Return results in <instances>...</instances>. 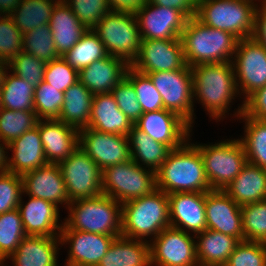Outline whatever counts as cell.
<instances>
[{"instance_id":"7c38bea8","label":"cell","mask_w":266,"mask_h":266,"mask_svg":"<svg viewBox=\"0 0 266 266\" xmlns=\"http://www.w3.org/2000/svg\"><path fill=\"white\" fill-rule=\"evenodd\" d=\"M58 165L70 201L102 194V170L80 147Z\"/></svg>"},{"instance_id":"94428289","label":"cell","mask_w":266,"mask_h":266,"mask_svg":"<svg viewBox=\"0 0 266 266\" xmlns=\"http://www.w3.org/2000/svg\"><path fill=\"white\" fill-rule=\"evenodd\" d=\"M5 264H4V262H0V266H4ZM5 266H7V265H5Z\"/></svg>"},{"instance_id":"9c48e42d","label":"cell","mask_w":266,"mask_h":266,"mask_svg":"<svg viewBox=\"0 0 266 266\" xmlns=\"http://www.w3.org/2000/svg\"><path fill=\"white\" fill-rule=\"evenodd\" d=\"M156 186V172L135 163L112 165L102 170V194L121 204L152 193Z\"/></svg>"},{"instance_id":"db71d44e","label":"cell","mask_w":266,"mask_h":266,"mask_svg":"<svg viewBox=\"0 0 266 266\" xmlns=\"http://www.w3.org/2000/svg\"><path fill=\"white\" fill-rule=\"evenodd\" d=\"M261 5V6H260ZM257 6L255 11L253 38L266 48V3Z\"/></svg>"},{"instance_id":"c3c4849f","label":"cell","mask_w":266,"mask_h":266,"mask_svg":"<svg viewBox=\"0 0 266 266\" xmlns=\"http://www.w3.org/2000/svg\"><path fill=\"white\" fill-rule=\"evenodd\" d=\"M43 81L57 88L58 91L65 92L79 81V71L60 56L46 64Z\"/></svg>"},{"instance_id":"ffe728a7","label":"cell","mask_w":266,"mask_h":266,"mask_svg":"<svg viewBox=\"0 0 266 266\" xmlns=\"http://www.w3.org/2000/svg\"><path fill=\"white\" fill-rule=\"evenodd\" d=\"M205 197L206 192L168 194L170 226L195 235L206 230Z\"/></svg>"},{"instance_id":"4fadbf2b","label":"cell","mask_w":266,"mask_h":266,"mask_svg":"<svg viewBox=\"0 0 266 266\" xmlns=\"http://www.w3.org/2000/svg\"><path fill=\"white\" fill-rule=\"evenodd\" d=\"M150 242L151 266H199L195 236L169 226Z\"/></svg>"},{"instance_id":"4316f807","label":"cell","mask_w":266,"mask_h":266,"mask_svg":"<svg viewBox=\"0 0 266 266\" xmlns=\"http://www.w3.org/2000/svg\"><path fill=\"white\" fill-rule=\"evenodd\" d=\"M133 125L119 109L111 93L93 96L88 128L128 136Z\"/></svg>"},{"instance_id":"d6986e66","label":"cell","mask_w":266,"mask_h":266,"mask_svg":"<svg viewBox=\"0 0 266 266\" xmlns=\"http://www.w3.org/2000/svg\"><path fill=\"white\" fill-rule=\"evenodd\" d=\"M205 210L207 229L244 241L241 206L223 190L206 192Z\"/></svg>"},{"instance_id":"484cf974","label":"cell","mask_w":266,"mask_h":266,"mask_svg":"<svg viewBox=\"0 0 266 266\" xmlns=\"http://www.w3.org/2000/svg\"><path fill=\"white\" fill-rule=\"evenodd\" d=\"M60 237L25 236L8 258L14 266H58Z\"/></svg>"},{"instance_id":"8fae6325","label":"cell","mask_w":266,"mask_h":266,"mask_svg":"<svg viewBox=\"0 0 266 266\" xmlns=\"http://www.w3.org/2000/svg\"><path fill=\"white\" fill-rule=\"evenodd\" d=\"M160 93L165 110L172 111L191 127L194 122L193 76L190 66L147 74Z\"/></svg>"},{"instance_id":"bcb514c9","label":"cell","mask_w":266,"mask_h":266,"mask_svg":"<svg viewBox=\"0 0 266 266\" xmlns=\"http://www.w3.org/2000/svg\"><path fill=\"white\" fill-rule=\"evenodd\" d=\"M74 15L89 30L111 11L107 0H64Z\"/></svg>"},{"instance_id":"74e56055","label":"cell","mask_w":266,"mask_h":266,"mask_svg":"<svg viewBox=\"0 0 266 266\" xmlns=\"http://www.w3.org/2000/svg\"><path fill=\"white\" fill-rule=\"evenodd\" d=\"M25 236L18 209L0 214V262H5L16 251Z\"/></svg>"},{"instance_id":"603a6c76","label":"cell","mask_w":266,"mask_h":266,"mask_svg":"<svg viewBox=\"0 0 266 266\" xmlns=\"http://www.w3.org/2000/svg\"><path fill=\"white\" fill-rule=\"evenodd\" d=\"M29 197V201L24 205L21 196L17 208L26 235L59 237L63 227V222L59 224V206L50 201Z\"/></svg>"},{"instance_id":"2e32d148","label":"cell","mask_w":266,"mask_h":266,"mask_svg":"<svg viewBox=\"0 0 266 266\" xmlns=\"http://www.w3.org/2000/svg\"><path fill=\"white\" fill-rule=\"evenodd\" d=\"M135 16L141 40L179 39L188 20L180 10L148 2Z\"/></svg>"},{"instance_id":"44dd1931","label":"cell","mask_w":266,"mask_h":266,"mask_svg":"<svg viewBox=\"0 0 266 266\" xmlns=\"http://www.w3.org/2000/svg\"><path fill=\"white\" fill-rule=\"evenodd\" d=\"M22 182L24 195L50 201L56 206L66 205L65 208L71 202L58 164L48 163L27 172L22 175Z\"/></svg>"},{"instance_id":"6125c7cd","label":"cell","mask_w":266,"mask_h":266,"mask_svg":"<svg viewBox=\"0 0 266 266\" xmlns=\"http://www.w3.org/2000/svg\"><path fill=\"white\" fill-rule=\"evenodd\" d=\"M0 99H1V85H0ZM0 108H1V106H0Z\"/></svg>"},{"instance_id":"9f6ffc18","label":"cell","mask_w":266,"mask_h":266,"mask_svg":"<svg viewBox=\"0 0 266 266\" xmlns=\"http://www.w3.org/2000/svg\"><path fill=\"white\" fill-rule=\"evenodd\" d=\"M20 2L21 0H0V13L10 16Z\"/></svg>"},{"instance_id":"7dc6e473","label":"cell","mask_w":266,"mask_h":266,"mask_svg":"<svg viewBox=\"0 0 266 266\" xmlns=\"http://www.w3.org/2000/svg\"><path fill=\"white\" fill-rule=\"evenodd\" d=\"M224 266H266V243L240 241Z\"/></svg>"},{"instance_id":"ab89813d","label":"cell","mask_w":266,"mask_h":266,"mask_svg":"<svg viewBox=\"0 0 266 266\" xmlns=\"http://www.w3.org/2000/svg\"><path fill=\"white\" fill-rule=\"evenodd\" d=\"M23 51L46 63L59 57L49 24L23 34Z\"/></svg>"},{"instance_id":"ba28073f","label":"cell","mask_w":266,"mask_h":266,"mask_svg":"<svg viewBox=\"0 0 266 266\" xmlns=\"http://www.w3.org/2000/svg\"><path fill=\"white\" fill-rule=\"evenodd\" d=\"M200 151L206 178L212 190H224L247 163L244 146L239 139L215 144H194Z\"/></svg>"},{"instance_id":"91938a15","label":"cell","mask_w":266,"mask_h":266,"mask_svg":"<svg viewBox=\"0 0 266 266\" xmlns=\"http://www.w3.org/2000/svg\"><path fill=\"white\" fill-rule=\"evenodd\" d=\"M249 1L254 2V1H256V0H249ZM257 1H259V0H257ZM260 2H261V4H262V3H266V0H260Z\"/></svg>"},{"instance_id":"30bf717a","label":"cell","mask_w":266,"mask_h":266,"mask_svg":"<svg viewBox=\"0 0 266 266\" xmlns=\"http://www.w3.org/2000/svg\"><path fill=\"white\" fill-rule=\"evenodd\" d=\"M232 63L238 91L243 96L245 93L242 105L233 114L239 118L244 112L245 101L266 86V48L253 37L239 39Z\"/></svg>"},{"instance_id":"f907efd6","label":"cell","mask_w":266,"mask_h":266,"mask_svg":"<svg viewBox=\"0 0 266 266\" xmlns=\"http://www.w3.org/2000/svg\"><path fill=\"white\" fill-rule=\"evenodd\" d=\"M22 194L21 175L10 172L0 173V214L17 209Z\"/></svg>"},{"instance_id":"836d02e7","label":"cell","mask_w":266,"mask_h":266,"mask_svg":"<svg viewBox=\"0 0 266 266\" xmlns=\"http://www.w3.org/2000/svg\"><path fill=\"white\" fill-rule=\"evenodd\" d=\"M6 71L1 83L0 106L9 110L34 111L35 87Z\"/></svg>"},{"instance_id":"83f0119b","label":"cell","mask_w":266,"mask_h":266,"mask_svg":"<svg viewBox=\"0 0 266 266\" xmlns=\"http://www.w3.org/2000/svg\"><path fill=\"white\" fill-rule=\"evenodd\" d=\"M49 26L59 57L70 51L88 30L64 1L55 5Z\"/></svg>"},{"instance_id":"8992f818","label":"cell","mask_w":266,"mask_h":266,"mask_svg":"<svg viewBox=\"0 0 266 266\" xmlns=\"http://www.w3.org/2000/svg\"><path fill=\"white\" fill-rule=\"evenodd\" d=\"M256 2L249 0H197L196 18L204 25L227 31L238 39L254 33Z\"/></svg>"},{"instance_id":"e575fe53","label":"cell","mask_w":266,"mask_h":266,"mask_svg":"<svg viewBox=\"0 0 266 266\" xmlns=\"http://www.w3.org/2000/svg\"><path fill=\"white\" fill-rule=\"evenodd\" d=\"M58 0H21L10 17L16 27L24 34L35 27L49 24Z\"/></svg>"},{"instance_id":"f5cc1de1","label":"cell","mask_w":266,"mask_h":266,"mask_svg":"<svg viewBox=\"0 0 266 266\" xmlns=\"http://www.w3.org/2000/svg\"><path fill=\"white\" fill-rule=\"evenodd\" d=\"M148 3L180 10L188 19L196 17L197 0H147Z\"/></svg>"},{"instance_id":"ee69618b","label":"cell","mask_w":266,"mask_h":266,"mask_svg":"<svg viewBox=\"0 0 266 266\" xmlns=\"http://www.w3.org/2000/svg\"><path fill=\"white\" fill-rule=\"evenodd\" d=\"M46 62L23 50L8 63V69L35 88L43 82Z\"/></svg>"},{"instance_id":"f6af8a7d","label":"cell","mask_w":266,"mask_h":266,"mask_svg":"<svg viewBox=\"0 0 266 266\" xmlns=\"http://www.w3.org/2000/svg\"><path fill=\"white\" fill-rule=\"evenodd\" d=\"M23 50V33L10 16L0 17V61L9 63Z\"/></svg>"},{"instance_id":"8d00e7d4","label":"cell","mask_w":266,"mask_h":266,"mask_svg":"<svg viewBox=\"0 0 266 266\" xmlns=\"http://www.w3.org/2000/svg\"><path fill=\"white\" fill-rule=\"evenodd\" d=\"M106 56H108V53L102 41L93 29H89L71 50L61 57L79 71Z\"/></svg>"},{"instance_id":"d590c367","label":"cell","mask_w":266,"mask_h":266,"mask_svg":"<svg viewBox=\"0 0 266 266\" xmlns=\"http://www.w3.org/2000/svg\"><path fill=\"white\" fill-rule=\"evenodd\" d=\"M239 119L245 122V136L239 140L244 146L247 162L266 169V120L255 119L244 112Z\"/></svg>"},{"instance_id":"7402d4cb","label":"cell","mask_w":266,"mask_h":266,"mask_svg":"<svg viewBox=\"0 0 266 266\" xmlns=\"http://www.w3.org/2000/svg\"><path fill=\"white\" fill-rule=\"evenodd\" d=\"M36 126L48 163L58 164L79 147V130L58 119H39Z\"/></svg>"},{"instance_id":"6f0895ef","label":"cell","mask_w":266,"mask_h":266,"mask_svg":"<svg viewBox=\"0 0 266 266\" xmlns=\"http://www.w3.org/2000/svg\"><path fill=\"white\" fill-rule=\"evenodd\" d=\"M2 142V143H1ZM8 144L0 139V173L8 172ZM7 155V156H6Z\"/></svg>"},{"instance_id":"cb8c5ba5","label":"cell","mask_w":266,"mask_h":266,"mask_svg":"<svg viewBox=\"0 0 266 266\" xmlns=\"http://www.w3.org/2000/svg\"><path fill=\"white\" fill-rule=\"evenodd\" d=\"M129 67L125 60L108 55L79 70V81L93 95L111 93Z\"/></svg>"},{"instance_id":"277c9868","label":"cell","mask_w":266,"mask_h":266,"mask_svg":"<svg viewBox=\"0 0 266 266\" xmlns=\"http://www.w3.org/2000/svg\"><path fill=\"white\" fill-rule=\"evenodd\" d=\"M170 226L168 194L155 189L152 193L122 204V236L149 241Z\"/></svg>"},{"instance_id":"1f68e13d","label":"cell","mask_w":266,"mask_h":266,"mask_svg":"<svg viewBox=\"0 0 266 266\" xmlns=\"http://www.w3.org/2000/svg\"><path fill=\"white\" fill-rule=\"evenodd\" d=\"M93 96L88 88L77 81L64 92L58 120L77 130L86 128L90 120Z\"/></svg>"},{"instance_id":"f546056e","label":"cell","mask_w":266,"mask_h":266,"mask_svg":"<svg viewBox=\"0 0 266 266\" xmlns=\"http://www.w3.org/2000/svg\"><path fill=\"white\" fill-rule=\"evenodd\" d=\"M194 236L198 239L195 242L199 266H224L240 242L235 237L211 229Z\"/></svg>"},{"instance_id":"7bdbcfd3","label":"cell","mask_w":266,"mask_h":266,"mask_svg":"<svg viewBox=\"0 0 266 266\" xmlns=\"http://www.w3.org/2000/svg\"><path fill=\"white\" fill-rule=\"evenodd\" d=\"M64 92L58 91L46 82H41L34 92V111L38 119H58Z\"/></svg>"},{"instance_id":"681fc988","label":"cell","mask_w":266,"mask_h":266,"mask_svg":"<svg viewBox=\"0 0 266 266\" xmlns=\"http://www.w3.org/2000/svg\"><path fill=\"white\" fill-rule=\"evenodd\" d=\"M111 94L119 109L135 124L143 114V110L137 100L133 84L125 77L116 85Z\"/></svg>"},{"instance_id":"9a60e30c","label":"cell","mask_w":266,"mask_h":266,"mask_svg":"<svg viewBox=\"0 0 266 266\" xmlns=\"http://www.w3.org/2000/svg\"><path fill=\"white\" fill-rule=\"evenodd\" d=\"M181 39L141 40L137 58L130 65L143 73L171 71L186 68Z\"/></svg>"},{"instance_id":"ac0fdd59","label":"cell","mask_w":266,"mask_h":266,"mask_svg":"<svg viewBox=\"0 0 266 266\" xmlns=\"http://www.w3.org/2000/svg\"><path fill=\"white\" fill-rule=\"evenodd\" d=\"M61 245L69 244L66 266H98L114 236L76 230L60 231Z\"/></svg>"},{"instance_id":"5bb4252c","label":"cell","mask_w":266,"mask_h":266,"mask_svg":"<svg viewBox=\"0 0 266 266\" xmlns=\"http://www.w3.org/2000/svg\"><path fill=\"white\" fill-rule=\"evenodd\" d=\"M79 147L101 170L131 159L128 136L124 135L82 128L79 130Z\"/></svg>"},{"instance_id":"6da1fadb","label":"cell","mask_w":266,"mask_h":266,"mask_svg":"<svg viewBox=\"0 0 266 266\" xmlns=\"http://www.w3.org/2000/svg\"><path fill=\"white\" fill-rule=\"evenodd\" d=\"M191 70L195 100L202 103L207 114L216 122L225 118L230 111V103L240 95L232 61L198 64L191 67Z\"/></svg>"},{"instance_id":"5b68a950","label":"cell","mask_w":266,"mask_h":266,"mask_svg":"<svg viewBox=\"0 0 266 266\" xmlns=\"http://www.w3.org/2000/svg\"><path fill=\"white\" fill-rule=\"evenodd\" d=\"M68 218L61 230H76L119 237L121 233L122 204L104 194L81 198L69 203Z\"/></svg>"},{"instance_id":"d6a6232c","label":"cell","mask_w":266,"mask_h":266,"mask_svg":"<svg viewBox=\"0 0 266 266\" xmlns=\"http://www.w3.org/2000/svg\"><path fill=\"white\" fill-rule=\"evenodd\" d=\"M128 141L131 159L138 165L154 172L165 162L172 150L168 145L153 140L135 125L132 126L128 134Z\"/></svg>"},{"instance_id":"52a82bcc","label":"cell","mask_w":266,"mask_h":266,"mask_svg":"<svg viewBox=\"0 0 266 266\" xmlns=\"http://www.w3.org/2000/svg\"><path fill=\"white\" fill-rule=\"evenodd\" d=\"M110 56L125 60L129 65L137 58L141 44L135 14L108 12L93 28Z\"/></svg>"},{"instance_id":"816d5d0a","label":"cell","mask_w":266,"mask_h":266,"mask_svg":"<svg viewBox=\"0 0 266 266\" xmlns=\"http://www.w3.org/2000/svg\"><path fill=\"white\" fill-rule=\"evenodd\" d=\"M244 113L255 119L266 120V86L257 90L245 101Z\"/></svg>"},{"instance_id":"b9f144b4","label":"cell","mask_w":266,"mask_h":266,"mask_svg":"<svg viewBox=\"0 0 266 266\" xmlns=\"http://www.w3.org/2000/svg\"><path fill=\"white\" fill-rule=\"evenodd\" d=\"M125 77L133 84L143 113L164 109L161 95L148 75L129 67Z\"/></svg>"},{"instance_id":"11a10c76","label":"cell","mask_w":266,"mask_h":266,"mask_svg":"<svg viewBox=\"0 0 266 266\" xmlns=\"http://www.w3.org/2000/svg\"><path fill=\"white\" fill-rule=\"evenodd\" d=\"M111 11L136 14L147 0H107Z\"/></svg>"},{"instance_id":"3957f363","label":"cell","mask_w":266,"mask_h":266,"mask_svg":"<svg viewBox=\"0 0 266 266\" xmlns=\"http://www.w3.org/2000/svg\"><path fill=\"white\" fill-rule=\"evenodd\" d=\"M180 39L190 67L232 61L239 40L227 31L204 25L196 17L187 20Z\"/></svg>"},{"instance_id":"60d3db41","label":"cell","mask_w":266,"mask_h":266,"mask_svg":"<svg viewBox=\"0 0 266 266\" xmlns=\"http://www.w3.org/2000/svg\"><path fill=\"white\" fill-rule=\"evenodd\" d=\"M244 240L266 243V199L241 206Z\"/></svg>"},{"instance_id":"f35d334b","label":"cell","mask_w":266,"mask_h":266,"mask_svg":"<svg viewBox=\"0 0 266 266\" xmlns=\"http://www.w3.org/2000/svg\"><path fill=\"white\" fill-rule=\"evenodd\" d=\"M38 118L35 111L0 108V139L8 145L26 131L33 129Z\"/></svg>"},{"instance_id":"4dcf8cb0","label":"cell","mask_w":266,"mask_h":266,"mask_svg":"<svg viewBox=\"0 0 266 266\" xmlns=\"http://www.w3.org/2000/svg\"><path fill=\"white\" fill-rule=\"evenodd\" d=\"M98 266H151L150 242L116 237Z\"/></svg>"},{"instance_id":"d4e9b609","label":"cell","mask_w":266,"mask_h":266,"mask_svg":"<svg viewBox=\"0 0 266 266\" xmlns=\"http://www.w3.org/2000/svg\"><path fill=\"white\" fill-rule=\"evenodd\" d=\"M8 149L13 153L12 158L8 159L10 173L22 176L48 164L37 126L16 138Z\"/></svg>"},{"instance_id":"7a4b0ae2","label":"cell","mask_w":266,"mask_h":266,"mask_svg":"<svg viewBox=\"0 0 266 266\" xmlns=\"http://www.w3.org/2000/svg\"><path fill=\"white\" fill-rule=\"evenodd\" d=\"M156 186L166 194L212 191L200 151L189 139L170 151L156 171Z\"/></svg>"},{"instance_id":"f1b7e54d","label":"cell","mask_w":266,"mask_h":266,"mask_svg":"<svg viewBox=\"0 0 266 266\" xmlns=\"http://www.w3.org/2000/svg\"><path fill=\"white\" fill-rule=\"evenodd\" d=\"M239 206L266 199V169L247 162L223 190Z\"/></svg>"},{"instance_id":"680465c9","label":"cell","mask_w":266,"mask_h":266,"mask_svg":"<svg viewBox=\"0 0 266 266\" xmlns=\"http://www.w3.org/2000/svg\"><path fill=\"white\" fill-rule=\"evenodd\" d=\"M7 70H8V63H6L5 61H0V85L3 82V78Z\"/></svg>"},{"instance_id":"e0dca14e","label":"cell","mask_w":266,"mask_h":266,"mask_svg":"<svg viewBox=\"0 0 266 266\" xmlns=\"http://www.w3.org/2000/svg\"><path fill=\"white\" fill-rule=\"evenodd\" d=\"M153 140L168 145L171 149L182 146L188 139L192 127L176 113L161 109L143 113L134 124ZM191 128V129H190Z\"/></svg>"}]
</instances>
